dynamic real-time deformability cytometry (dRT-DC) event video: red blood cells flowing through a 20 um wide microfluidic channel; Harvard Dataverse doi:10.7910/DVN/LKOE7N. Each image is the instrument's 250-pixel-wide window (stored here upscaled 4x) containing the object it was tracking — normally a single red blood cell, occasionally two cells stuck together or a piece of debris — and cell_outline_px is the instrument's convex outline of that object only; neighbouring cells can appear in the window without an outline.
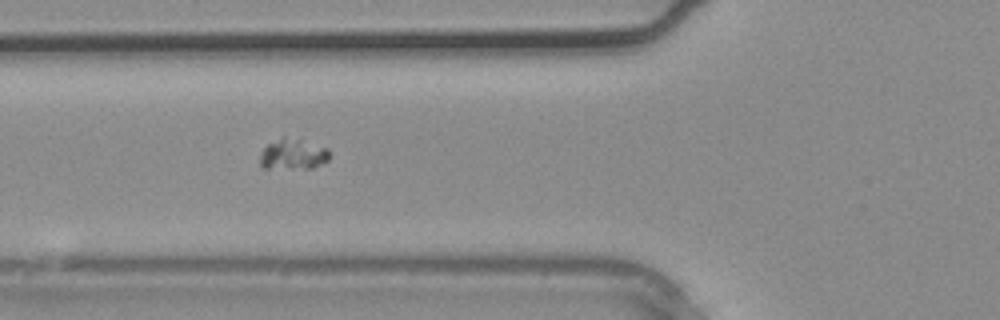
{"species": "common noctule bat (a hibernating species)", "species_latin": "Nyctalus noctula", "temperature_condition": "warm", "stored_images_in_passage": 4, "camera_frame_rate_fps": 3000, "um_per_image_px": 0.085, "animal": {"sex": "male", "body_mass_g": 20.4}, "frame": {"image": 1, "passage_image": 4, "time_ms": 1.0, "image_size_px": [1000, 320], "cell_outline_px": [[328, 160], [312, 168], [264, 168], [260, 164], [260, 152], [268, 144], [280, 136], [284, 136], [300, 140], [328, 148]], "centroid_in_image_um": [24.86, 13.1], "position_along_channel_um": 100.9, "area_um2": 12.31}}